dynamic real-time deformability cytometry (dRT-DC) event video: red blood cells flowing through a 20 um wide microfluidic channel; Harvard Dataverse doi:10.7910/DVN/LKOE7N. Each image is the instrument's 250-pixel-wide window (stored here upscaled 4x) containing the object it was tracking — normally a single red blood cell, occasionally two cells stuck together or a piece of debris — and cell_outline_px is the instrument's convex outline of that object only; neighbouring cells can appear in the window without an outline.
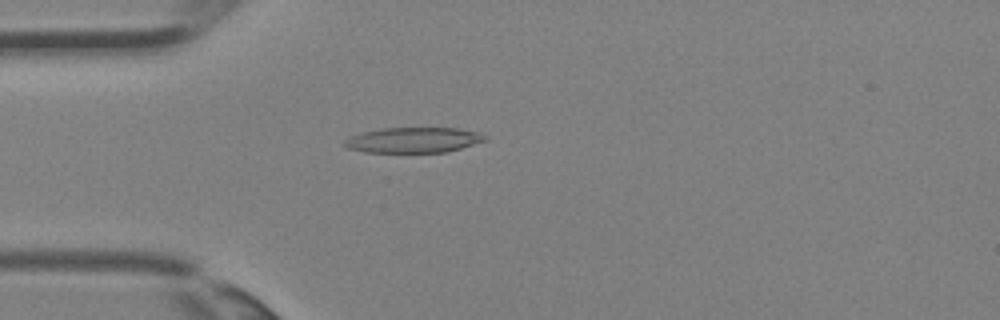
{"species": "Egyptian fruit bat (a non-hibernating species)", "species_latin": "Rousettus aegyptiacus", "temperature_condition": "room temperature", "stored_images_in_passage": 36, "camera_frame_rate_fps": 3000, "um_per_image_px": 0.085, "animal": {"sex": "female"}, "frame": {"image": 1, "passage_image": 10, "time_ms": 3.0, "image_size_px": [1000, 320], "cell_outline_px": [[488, 140], [460, 148], [444, 152], [364, 152], [348, 148], [344, 144], [344, 140], [352, 136], [364, 132], [380, 128], [460, 128], [476, 132], [488, 136]], "centroid_in_image_um": [35.17, 11.9], "position_along_channel_um": 49.8, "area_um2": 20.63}}
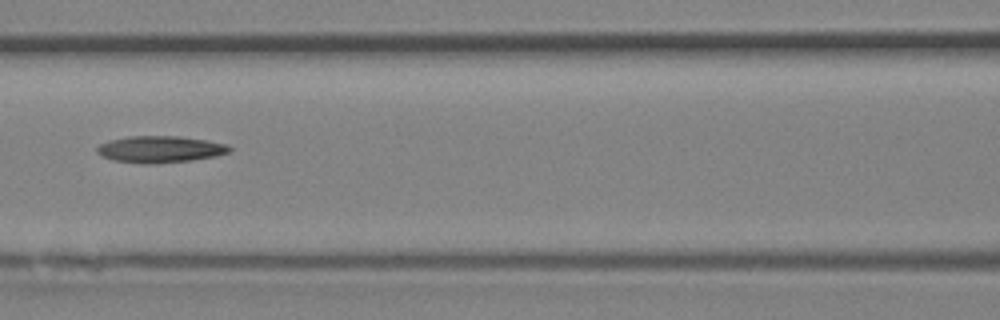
{"frame": {"image": 2, "passage_image": 16, "time_ms": 5.0, "image_size_px": [1000, 320], "cell_outline_px": [[232, 152], [216, 156], [192, 160], [156, 164], [144, 164], [112, 160], [100, 156], [96, 152], [96, 148], [100, 144], [108, 140], [128, 136], [180, 136], [228, 144], [232, 148]], "centroid_in_image_um": [13.6, 12.69], "position_along_channel_um": 153.0, "area_um2": 20.92}}
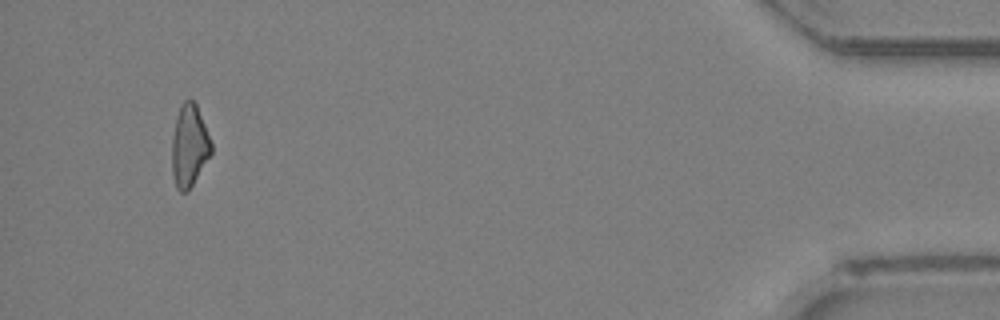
{"frame": {"image": 3, "passage_image": 34, "time_ms": 11.0, "image_size_px": [1000, 320], "cell_outline_px": [[212, 152], [192, 184], [184, 192], [180, 192], [176, 188], [172, 176], [172, 136], [176, 116], [180, 104], [188, 96], [196, 104], [212, 144]], "centroid_in_image_um": [16.06, 12.35], "position_along_channel_um": 419.1, "area_um2": 18.73}}